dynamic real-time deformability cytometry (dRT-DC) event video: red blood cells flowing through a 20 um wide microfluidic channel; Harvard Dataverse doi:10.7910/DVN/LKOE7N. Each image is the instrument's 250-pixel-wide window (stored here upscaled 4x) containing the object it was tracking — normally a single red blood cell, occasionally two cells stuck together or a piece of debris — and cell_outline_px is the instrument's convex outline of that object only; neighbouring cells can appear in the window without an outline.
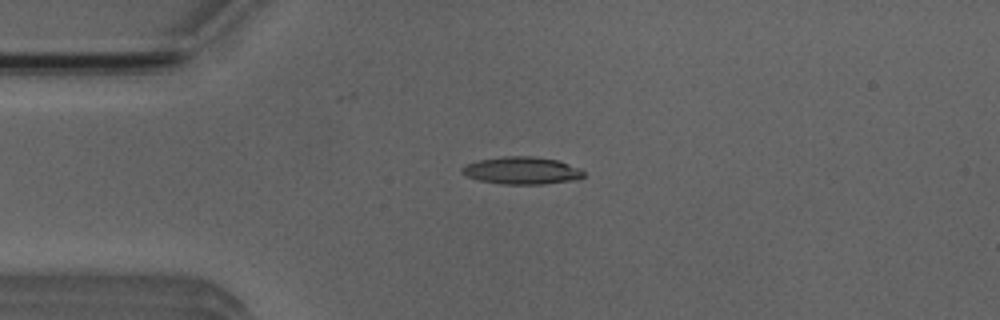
{"species": "Egyptian fruit bat (a non-hibernating species)", "species_latin": "Rousettus aegyptiacus", "temperature_condition": "room temperature", "stored_images_in_passage": 6, "camera_frame_rate_fps": 3000, "um_per_image_px": 0.085, "animal": {"sex": "male"}, "frame": {"image": 1, "passage_image": 3, "time_ms": 2.333, "image_size_px": [1000, 320], "cell_outline_px": [[584, 176], [576, 180], [544, 184], [500, 184], [476, 180], [464, 176], [460, 172], [460, 168], [468, 164], [480, 160], [504, 156], [532, 156], [556, 160], [580, 168], [584, 172]], "centroid_in_image_um": [44.32, 14.51], "position_along_channel_um": 40.7, "area_um2": 19.54}}